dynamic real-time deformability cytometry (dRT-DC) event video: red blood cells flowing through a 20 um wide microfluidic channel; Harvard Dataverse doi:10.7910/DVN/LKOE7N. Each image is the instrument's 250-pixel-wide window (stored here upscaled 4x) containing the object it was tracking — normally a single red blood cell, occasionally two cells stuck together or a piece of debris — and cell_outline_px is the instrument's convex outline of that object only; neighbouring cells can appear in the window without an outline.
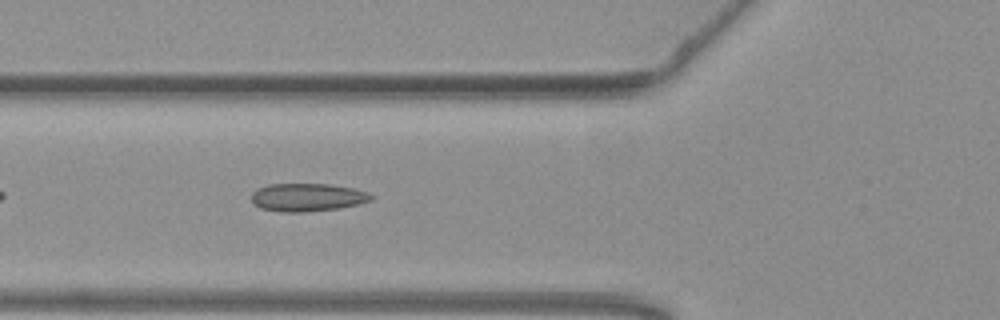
{"species": "common noctule bat (a hibernating species)", "species_latin": "Nyctalus noctula", "temperature_condition": "warm", "stored_images_in_passage": 41, "camera_frame_rate_fps": 3000, "um_per_image_px": 0.085, "animal": {"sex": "female", "body_mass_g": 19.3, "forearm_length_mm": 54.1}, "frame": {"image": 1, "passage_image": 7, "time_ms": 2.0, "image_size_px": [1000, 320], "cell_outline_px": [[376, 196], [372, 200], [360, 204], [340, 208], [304, 212], [280, 212], [260, 208], [252, 200], [252, 192], [268, 184], [328, 184], [352, 188], [368, 192]], "centroid_in_image_um": [26.17, 16.78], "position_along_channel_um": 99.6, "area_um2": 19.59}}
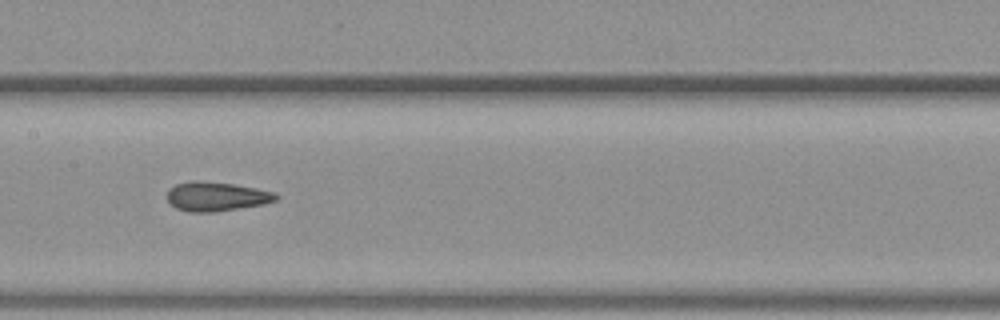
{"frame": {"image": 2, "passage_image": 14, "time_ms": 4.333, "image_size_px": [1000, 320], "cell_outline_px": [[280, 196], [276, 200], [264, 204], [216, 212], [188, 212], [176, 208], [168, 204], [168, 192], [176, 184], [192, 180], [196, 180], [232, 184], [256, 188], [276, 192]], "centroid_in_image_um": [18.41, 16.71], "position_along_channel_um": 189.0, "area_um2": 18.61}}
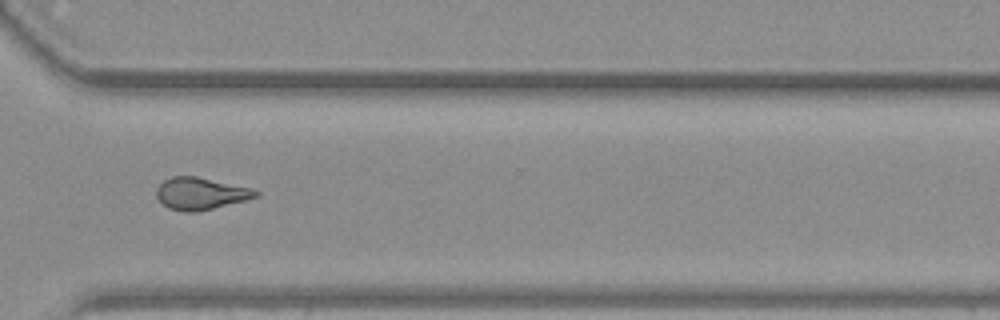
{"frame": {"image": 3, "passage_image": 27, "time_ms": 8.667, "image_size_px": [1000, 320], "cell_outline_px": [[260, 196], [196, 212], [184, 212], [168, 208], [156, 196], [156, 188], [164, 180], [172, 176], [196, 176], [252, 188], [260, 192]], "centroid_in_image_um": [17.05, 16.44], "position_along_channel_um": 353.6, "area_um2": 18.44}, "authors_computed_cell_mechanics": {"area_um2": 18.496, "velocity_mm_per_s": 3.8041, "shape_relaxation_time_tau1_ms": null, "shape_relaxation_time_tau2_ms": 1.7317, "deformation_change_tau1": null, "deformation_change_tau2": 0.0889}}